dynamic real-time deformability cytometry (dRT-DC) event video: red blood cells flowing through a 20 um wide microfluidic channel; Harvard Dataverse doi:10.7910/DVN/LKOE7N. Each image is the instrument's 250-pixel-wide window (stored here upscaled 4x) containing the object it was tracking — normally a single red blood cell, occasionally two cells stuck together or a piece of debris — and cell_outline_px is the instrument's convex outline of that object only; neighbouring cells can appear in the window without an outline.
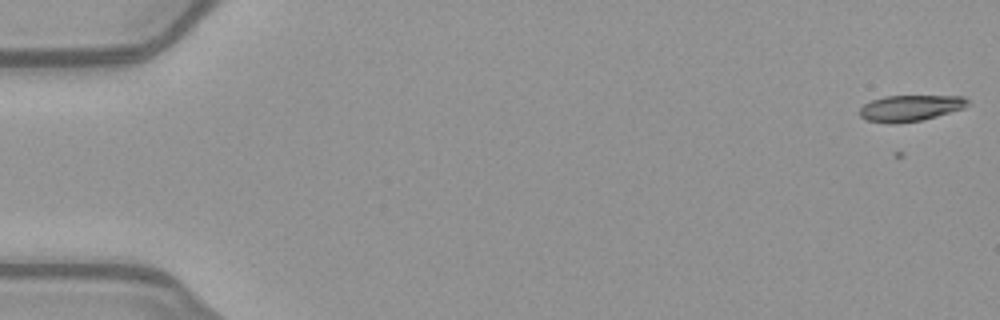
{"species": "common noctule bat (a hibernating species)", "species_latin": "Nyctalus noctula", "temperature_condition": "warm", "stored_images_in_passage": 52, "camera_frame_rate_fps": 3000, "um_per_image_px": 0.085, "animal": {"sex": "female", "body_mass_g": 21.9}, "frame": {"image": 1, "passage_image": 1, "time_ms": 0.0, "image_size_px": [1000, 320], "cell_outline_px": [[972, 104], [964, 108], [924, 120], [892, 124], [888, 124], [864, 120], [860, 116], [860, 108], [864, 104], [872, 100], [884, 96], [964, 96]], "centroid_in_image_um": [77.38, 9.2], "position_along_channel_um": 7.6, "area_um2": 16.7}}
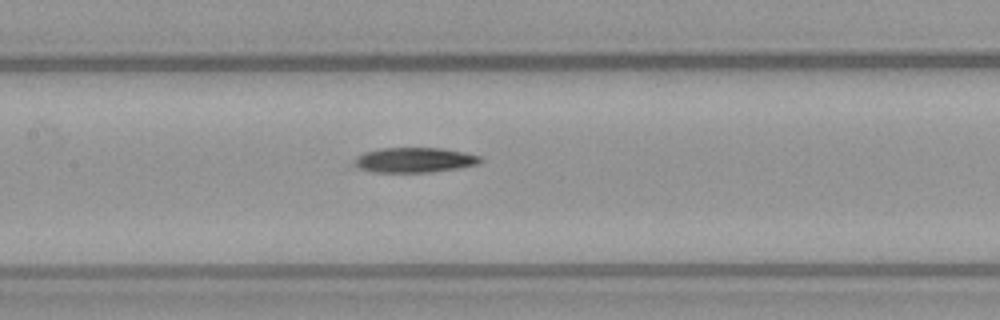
{"frame": {"image": 2, "passage_image": 25, "time_ms": 8.0, "image_size_px": [1000, 320], "cell_outline_px": [[484, 160], [480, 164], [460, 168], [428, 172], [372, 172], [356, 168], [352, 164], [356, 156], [364, 152], [380, 148], [440, 148], [480, 156]], "centroid_in_image_um": [35.18, 13.61], "position_along_channel_um": 172.2, "area_um2": 18.5}}
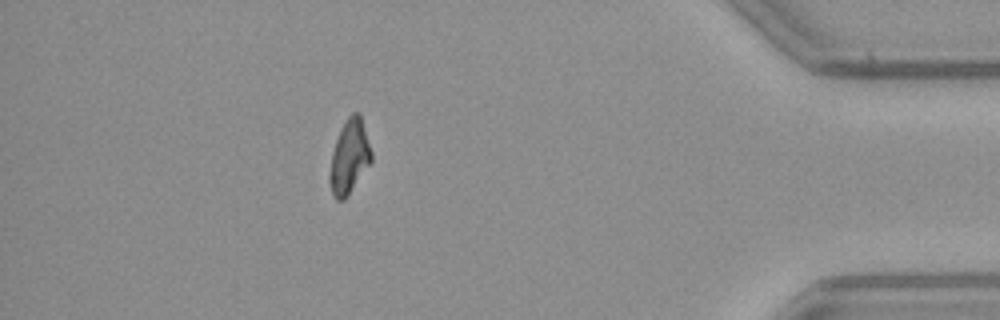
{"frame": {"image": 3, "passage_image": 46, "time_ms": 15.0, "image_size_px": [1000, 320], "cell_outline_px": [[372, 160], [344, 200], [336, 200], [332, 192], [328, 180], [328, 176], [332, 152], [336, 140], [348, 116], [352, 112], [360, 112], [372, 152]], "centroid_in_image_um": [29.69, 13.32], "position_along_channel_um": 405.5, "area_um2": 17.74}, "authors_computed_cell_mechanics": {"area_um2": 18.4382, "velocity_mm_per_s": 4.0198, "shape_relaxation_time_tau1_ms": 6.6857, "shape_relaxation_time_tau2_ms": 5.8027, "deformation_change_tau1": 0.2121, "deformation_change_tau2": 0.1224}}